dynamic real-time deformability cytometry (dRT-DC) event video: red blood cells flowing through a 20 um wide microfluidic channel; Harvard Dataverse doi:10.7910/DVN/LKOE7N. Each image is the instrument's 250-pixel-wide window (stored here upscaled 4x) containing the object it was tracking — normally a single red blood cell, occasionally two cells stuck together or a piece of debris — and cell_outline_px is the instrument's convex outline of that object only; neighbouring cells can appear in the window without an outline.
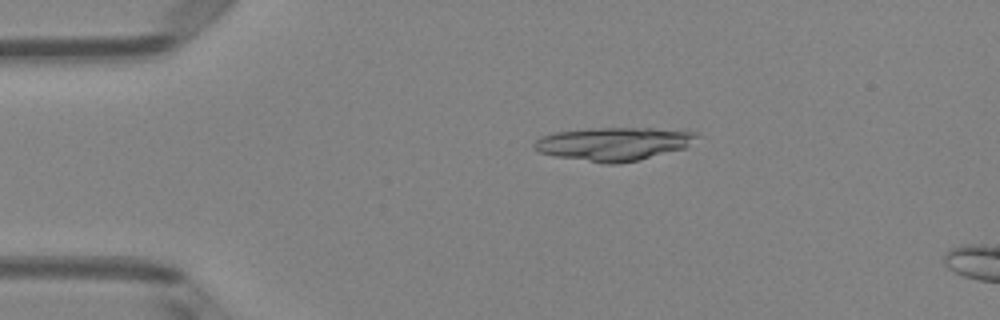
{"species": "Egyptian fruit bat (a non-hibernating species)", "species_latin": "Rousettus aegyptiacus", "temperature_condition": "room temperature", "stored_images_in_passage": 5, "camera_frame_rate_fps": 3000, "um_per_image_px": 0.085, "animal": {"sex": "female"}, "frame": {"image": 1, "passage_image": 3, "time_ms": 0.667, "image_size_px": [1000, 320], "cell_outline_px": [[704, 136], [688, 148], [640, 160], [620, 164], [604, 164], [556, 156], [540, 152], [532, 148], [532, 144], [540, 136], [556, 132], [588, 128], [652, 128], [696, 132]], "centroid_in_image_um": [52.25, 12.23], "position_along_channel_um": 32.8, "area_um2": 32.25}}